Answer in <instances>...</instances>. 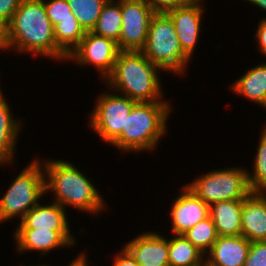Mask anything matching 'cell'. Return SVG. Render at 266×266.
I'll return each instance as SVG.
<instances>
[{
	"label": "cell",
	"instance_id": "cell-1",
	"mask_svg": "<svg viewBox=\"0 0 266 266\" xmlns=\"http://www.w3.org/2000/svg\"><path fill=\"white\" fill-rule=\"evenodd\" d=\"M4 52L32 55L65 62L67 55L57 46L54 26L43 0H22L5 27ZM63 60V61H62Z\"/></svg>",
	"mask_w": 266,
	"mask_h": 266
},
{
	"label": "cell",
	"instance_id": "cell-2",
	"mask_svg": "<svg viewBox=\"0 0 266 266\" xmlns=\"http://www.w3.org/2000/svg\"><path fill=\"white\" fill-rule=\"evenodd\" d=\"M40 160L44 169L45 195L52 193V202L65 210L71 207L91 216H98L107 210L104 196L75 163L49 157Z\"/></svg>",
	"mask_w": 266,
	"mask_h": 266
},
{
	"label": "cell",
	"instance_id": "cell-3",
	"mask_svg": "<svg viewBox=\"0 0 266 266\" xmlns=\"http://www.w3.org/2000/svg\"><path fill=\"white\" fill-rule=\"evenodd\" d=\"M161 73L141 51H119L103 85L135 102L170 101L164 98Z\"/></svg>",
	"mask_w": 266,
	"mask_h": 266
},
{
	"label": "cell",
	"instance_id": "cell-4",
	"mask_svg": "<svg viewBox=\"0 0 266 266\" xmlns=\"http://www.w3.org/2000/svg\"><path fill=\"white\" fill-rule=\"evenodd\" d=\"M170 101L136 102L125 122L120 136L111 144L120 153L128 154L157 150L168 131L173 112ZM127 152V153H125Z\"/></svg>",
	"mask_w": 266,
	"mask_h": 266
},
{
	"label": "cell",
	"instance_id": "cell-5",
	"mask_svg": "<svg viewBox=\"0 0 266 266\" xmlns=\"http://www.w3.org/2000/svg\"><path fill=\"white\" fill-rule=\"evenodd\" d=\"M143 55L163 72L186 76L192 62L182 51L171 17L165 12L154 13L144 48Z\"/></svg>",
	"mask_w": 266,
	"mask_h": 266
},
{
	"label": "cell",
	"instance_id": "cell-6",
	"mask_svg": "<svg viewBox=\"0 0 266 266\" xmlns=\"http://www.w3.org/2000/svg\"><path fill=\"white\" fill-rule=\"evenodd\" d=\"M21 170L0 198V225L16 217L20 223L25 214L46 197L44 169L40 158L33 157Z\"/></svg>",
	"mask_w": 266,
	"mask_h": 266
},
{
	"label": "cell",
	"instance_id": "cell-7",
	"mask_svg": "<svg viewBox=\"0 0 266 266\" xmlns=\"http://www.w3.org/2000/svg\"><path fill=\"white\" fill-rule=\"evenodd\" d=\"M245 167L231 166L207 171L192 182L185 183V186L209 206L223 200L244 199L252 192Z\"/></svg>",
	"mask_w": 266,
	"mask_h": 266
},
{
	"label": "cell",
	"instance_id": "cell-8",
	"mask_svg": "<svg viewBox=\"0 0 266 266\" xmlns=\"http://www.w3.org/2000/svg\"><path fill=\"white\" fill-rule=\"evenodd\" d=\"M95 100L93 110L89 111L88 126L102 140L101 143L111 145L120 136L136 102L109 88L99 93Z\"/></svg>",
	"mask_w": 266,
	"mask_h": 266
},
{
	"label": "cell",
	"instance_id": "cell-9",
	"mask_svg": "<svg viewBox=\"0 0 266 266\" xmlns=\"http://www.w3.org/2000/svg\"><path fill=\"white\" fill-rule=\"evenodd\" d=\"M119 51L117 42L113 39L86 31L85 36L67 57L66 62L72 61L80 69L93 66L102 80L100 82H103L112 72Z\"/></svg>",
	"mask_w": 266,
	"mask_h": 266
},
{
	"label": "cell",
	"instance_id": "cell-10",
	"mask_svg": "<svg viewBox=\"0 0 266 266\" xmlns=\"http://www.w3.org/2000/svg\"><path fill=\"white\" fill-rule=\"evenodd\" d=\"M154 11L142 0H121L122 30L117 46L120 51H141Z\"/></svg>",
	"mask_w": 266,
	"mask_h": 266
},
{
	"label": "cell",
	"instance_id": "cell-11",
	"mask_svg": "<svg viewBox=\"0 0 266 266\" xmlns=\"http://www.w3.org/2000/svg\"><path fill=\"white\" fill-rule=\"evenodd\" d=\"M205 0H193L190 4L166 12L172 19L183 53L191 60L201 36L205 14ZM205 5V6H204Z\"/></svg>",
	"mask_w": 266,
	"mask_h": 266
},
{
	"label": "cell",
	"instance_id": "cell-12",
	"mask_svg": "<svg viewBox=\"0 0 266 266\" xmlns=\"http://www.w3.org/2000/svg\"><path fill=\"white\" fill-rule=\"evenodd\" d=\"M39 202L35 207L30 209L24 219L17 223L16 228H34L43 230L57 231L71 246L77 243L74 233L70 229V220L67 211L55 202Z\"/></svg>",
	"mask_w": 266,
	"mask_h": 266
},
{
	"label": "cell",
	"instance_id": "cell-13",
	"mask_svg": "<svg viewBox=\"0 0 266 266\" xmlns=\"http://www.w3.org/2000/svg\"><path fill=\"white\" fill-rule=\"evenodd\" d=\"M170 209L169 225L174 235H183L199 221L209 217V205L183 184Z\"/></svg>",
	"mask_w": 266,
	"mask_h": 266
},
{
	"label": "cell",
	"instance_id": "cell-14",
	"mask_svg": "<svg viewBox=\"0 0 266 266\" xmlns=\"http://www.w3.org/2000/svg\"><path fill=\"white\" fill-rule=\"evenodd\" d=\"M149 231L124 242L122 247L140 266H170L169 237H164L161 232Z\"/></svg>",
	"mask_w": 266,
	"mask_h": 266
},
{
	"label": "cell",
	"instance_id": "cell-15",
	"mask_svg": "<svg viewBox=\"0 0 266 266\" xmlns=\"http://www.w3.org/2000/svg\"><path fill=\"white\" fill-rule=\"evenodd\" d=\"M13 238V249L19 254L37 251L40 257H47L53 250L72 247L57 231L49 229L15 228Z\"/></svg>",
	"mask_w": 266,
	"mask_h": 266
},
{
	"label": "cell",
	"instance_id": "cell-16",
	"mask_svg": "<svg viewBox=\"0 0 266 266\" xmlns=\"http://www.w3.org/2000/svg\"><path fill=\"white\" fill-rule=\"evenodd\" d=\"M1 85V83H0ZM5 93L0 86V166H14L16 163V146L18 138L24 128L22 118L18 117L10 109ZM22 121V123H21Z\"/></svg>",
	"mask_w": 266,
	"mask_h": 266
},
{
	"label": "cell",
	"instance_id": "cell-17",
	"mask_svg": "<svg viewBox=\"0 0 266 266\" xmlns=\"http://www.w3.org/2000/svg\"><path fill=\"white\" fill-rule=\"evenodd\" d=\"M241 235L250 242L266 241V192H251L243 199Z\"/></svg>",
	"mask_w": 266,
	"mask_h": 266
},
{
	"label": "cell",
	"instance_id": "cell-18",
	"mask_svg": "<svg viewBox=\"0 0 266 266\" xmlns=\"http://www.w3.org/2000/svg\"><path fill=\"white\" fill-rule=\"evenodd\" d=\"M251 242L244 236H218L205 255V266H244Z\"/></svg>",
	"mask_w": 266,
	"mask_h": 266
},
{
	"label": "cell",
	"instance_id": "cell-19",
	"mask_svg": "<svg viewBox=\"0 0 266 266\" xmlns=\"http://www.w3.org/2000/svg\"><path fill=\"white\" fill-rule=\"evenodd\" d=\"M232 93L239 97L243 96L253 104H257L266 109V61L260 62L238 77L234 82H230Z\"/></svg>",
	"mask_w": 266,
	"mask_h": 266
},
{
	"label": "cell",
	"instance_id": "cell-20",
	"mask_svg": "<svg viewBox=\"0 0 266 266\" xmlns=\"http://www.w3.org/2000/svg\"><path fill=\"white\" fill-rule=\"evenodd\" d=\"M243 199L223 200L209 206L218 236H240Z\"/></svg>",
	"mask_w": 266,
	"mask_h": 266
},
{
	"label": "cell",
	"instance_id": "cell-21",
	"mask_svg": "<svg viewBox=\"0 0 266 266\" xmlns=\"http://www.w3.org/2000/svg\"><path fill=\"white\" fill-rule=\"evenodd\" d=\"M170 266H205V254L184 235L169 237Z\"/></svg>",
	"mask_w": 266,
	"mask_h": 266
},
{
	"label": "cell",
	"instance_id": "cell-22",
	"mask_svg": "<svg viewBox=\"0 0 266 266\" xmlns=\"http://www.w3.org/2000/svg\"><path fill=\"white\" fill-rule=\"evenodd\" d=\"M122 30L121 0H107L104 4L96 26L92 29L95 35L119 42Z\"/></svg>",
	"mask_w": 266,
	"mask_h": 266
},
{
	"label": "cell",
	"instance_id": "cell-23",
	"mask_svg": "<svg viewBox=\"0 0 266 266\" xmlns=\"http://www.w3.org/2000/svg\"><path fill=\"white\" fill-rule=\"evenodd\" d=\"M259 141L253 157L251 171H247L248 183L252 192H266V129L261 128Z\"/></svg>",
	"mask_w": 266,
	"mask_h": 266
},
{
	"label": "cell",
	"instance_id": "cell-24",
	"mask_svg": "<svg viewBox=\"0 0 266 266\" xmlns=\"http://www.w3.org/2000/svg\"><path fill=\"white\" fill-rule=\"evenodd\" d=\"M86 31L77 19L60 20L54 26V35L57 46L67 55L79 45Z\"/></svg>",
	"mask_w": 266,
	"mask_h": 266
},
{
	"label": "cell",
	"instance_id": "cell-25",
	"mask_svg": "<svg viewBox=\"0 0 266 266\" xmlns=\"http://www.w3.org/2000/svg\"><path fill=\"white\" fill-rule=\"evenodd\" d=\"M79 24L85 31L96 26L102 8L107 0H67Z\"/></svg>",
	"mask_w": 266,
	"mask_h": 266
},
{
	"label": "cell",
	"instance_id": "cell-26",
	"mask_svg": "<svg viewBox=\"0 0 266 266\" xmlns=\"http://www.w3.org/2000/svg\"><path fill=\"white\" fill-rule=\"evenodd\" d=\"M183 235L205 255L218 238L215 224L210 216L199 221Z\"/></svg>",
	"mask_w": 266,
	"mask_h": 266
},
{
	"label": "cell",
	"instance_id": "cell-27",
	"mask_svg": "<svg viewBox=\"0 0 266 266\" xmlns=\"http://www.w3.org/2000/svg\"><path fill=\"white\" fill-rule=\"evenodd\" d=\"M47 16L53 26L60 20L76 19L67 0H43Z\"/></svg>",
	"mask_w": 266,
	"mask_h": 266
},
{
	"label": "cell",
	"instance_id": "cell-28",
	"mask_svg": "<svg viewBox=\"0 0 266 266\" xmlns=\"http://www.w3.org/2000/svg\"><path fill=\"white\" fill-rule=\"evenodd\" d=\"M244 266H266V241L251 242Z\"/></svg>",
	"mask_w": 266,
	"mask_h": 266
},
{
	"label": "cell",
	"instance_id": "cell-29",
	"mask_svg": "<svg viewBox=\"0 0 266 266\" xmlns=\"http://www.w3.org/2000/svg\"><path fill=\"white\" fill-rule=\"evenodd\" d=\"M155 13H165L171 9L190 4L193 0H142Z\"/></svg>",
	"mask_w": 266,
	"mask_h": 266
},
{
	"label": "cell",
	"instance_id": "cell-30",
	"mask_svg": "<svg viewBox=\"0 0 266 266\" xmlns=\"http://www.w3.org/2000/svg\"><path fill=\"white\" fill-rule=\"evenodd\" d=\"M22 0H0V23L5 28L12 20Z\"/></svg>",
	"mask_w": 266,
	"mask_h": 266
},
{
	"label": "cell",
	"instance_id": "cell-31",
	"mask_svg": "<svg viewBox=\"0 0 266 266\" xmlns=\"http://www.w3.org/2000/svg\"><path fill=\"white\" fill-rule=\"evenodd\" d=\"M255 28L256 48L266 58V18H261Z\"/></svg>",
	"mask_w": 266,
	"mask_h": 266
},
{
	"label": "cell",
	"instance_id": "cell-32",
	"mask_svg": "<svg viewBox=\"0 0 266 266\" xmlns=\"http://www.w3.org/2000/svg\"><path fill=\"white\" fill-rule=\"evenodd\" d=\"M120 249L113 256L112 266H140L123 247Z\"/></svg>",
	"mask_w": 266,
	"mask_h": 266
},
{
	"label": "cell",
	"instance_id": "cell-33",
	"mask_svg": "<svg viewBox=\"0 0 266 266\" xmlns=\"http://www.w3.org/2000/svg\"><path fill=\"white\" fill-rule=\"evenodd\" d=\"M85 252V253H84ZM88 251L83 250L82 252L80 251V254L78 253V255L75 258H72L73 260H70L69 263H67L68 265L66 266H90L88 264Z\"/></svg>",
	"mask_w": 266,
	"mask_h": 266
},
{
	"label": "cell",
	"instance_id": "cell-34",
	"mask_svg": "<svg viewBox=\"0 0 266 266\" xmlns=\"http://www.w3.org/2000/svg\"><path fill=\"white\" fill-rule=\"evenodd\" d=\"M242 1H245V3H249V4H253V7L255 6L256 8L263 10V12L266 11V0H242ZM262 18H266L265 16L262 17Z\"/></svg>",
	"mask_w": 266,
	"mask_h": 266
},
{
	"label": "cell",
	"instance_id": "cell-35",
	"mask_svg": "<svg viewBox=\"0 0 266 266\" xmlns=\"http://www.w3.org/2000/svg\"><path fill=\"white\" fill-rule=\"evenodd\" d=\"M4 44H5V28L0 23V50H1V53L3 52Z\"/></svg>",
	"mask_w": 266,
	"mask_h": 266
},
{
	"label": "cell",
	"instance_id": "cell-36",
	"mask_svg": "<svg viewBox=\"0 0 266 266\" xmlns=\"http://www.w3.org/2000/svg\"><path fill=\"white\" fill-rule=\"evenodd\" d=\"M19 266H49V265L43 263V264H34V265H30V264H29V265H25V264L22 265V264H21V265H19Z\"/></svg>",
	"mask_w": 266,
	"mask_h": 266
},
{
	"label": "cell",
	"instance_id": "cell-37",
	"mask_svg": "<svg viewBox=\"0 0 266 266\" xmlns=\"http://www.w3.org/2000/svg\"><path fill=\"white\" fill-rule=\"evenodd\" d=\"M265 110H266V109H265ZM262 127L266 129V123H264Z\"/></svg>",
	"mask_w": 266,
	"mask_h": 266
}]
</instances>
